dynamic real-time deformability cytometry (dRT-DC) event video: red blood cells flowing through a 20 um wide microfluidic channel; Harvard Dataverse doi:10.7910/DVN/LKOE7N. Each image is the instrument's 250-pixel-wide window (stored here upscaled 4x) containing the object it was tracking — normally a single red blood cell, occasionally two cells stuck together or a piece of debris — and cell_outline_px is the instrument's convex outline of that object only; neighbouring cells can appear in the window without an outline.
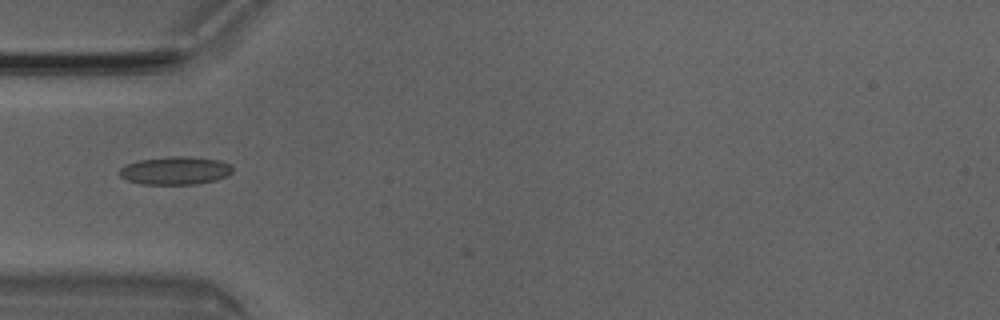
{"species": "Egyptian fruit bat (a non-hibernating species)", "species_latin": "Rousettus aegyptiacus", "temperature_condition": "room temperature", "stored_images_in_passage": 3, "camera_frame_rate_fps": 3000, "um_per_image_px": 0.085, "animal": {"sex": "male"}, "frame": {"image": 1, "passage_image": 2, "time_ms": 0.333, "image_size_px": [1000, 320], "cell_outline_px": [[232, 172], [228, 176], [196, 184], [140, 184], [128, 180], [120, 176], [116, 172], [120, 168], [128, 164], [140, 160], [168, 156], [188, 156], [220, 160], [232, 164]], "centroid_in_image_um": [14.9, 14.49], "position_along_channel_um": 70.1, "area_um2": 18.55}}